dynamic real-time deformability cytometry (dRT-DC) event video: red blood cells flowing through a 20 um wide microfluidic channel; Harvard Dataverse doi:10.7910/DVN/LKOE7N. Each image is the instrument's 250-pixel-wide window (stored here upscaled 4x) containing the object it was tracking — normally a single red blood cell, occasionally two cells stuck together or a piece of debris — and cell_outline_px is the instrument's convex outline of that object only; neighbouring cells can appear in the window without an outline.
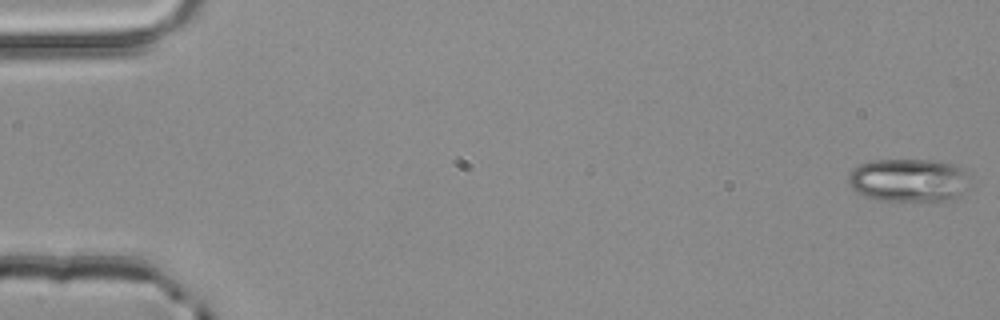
{"species": "common noctule bat (a hibernating species)", "species_latin": "Nyctalus noctula", "temperature_condition": "room temperature", "stored_images_in_passage": 4, "camera_frame_rate_fps": 3000, "um_per_image_px": 0.085, "animal": {"sex": "male", "body_mass_g": 20.4}, "frame": {"image": 1, "passage_image": 1, "time_ms": 0.0, "image_size_px": [1000, 320], "cell_outline_px": [[968, 188], [964, 192], [952, 200], [936, 204], [876, 200], [856, 192], [852, 188], [848, 180], [848, 176], [852, 168], [860, 164], [872, 160], [936, 160], [952, 164], [968, 172]], "centroid_in_image_um": [77.28, 15.37], "position_along_channel_um": 7.7, "area_um2": 31.79}}